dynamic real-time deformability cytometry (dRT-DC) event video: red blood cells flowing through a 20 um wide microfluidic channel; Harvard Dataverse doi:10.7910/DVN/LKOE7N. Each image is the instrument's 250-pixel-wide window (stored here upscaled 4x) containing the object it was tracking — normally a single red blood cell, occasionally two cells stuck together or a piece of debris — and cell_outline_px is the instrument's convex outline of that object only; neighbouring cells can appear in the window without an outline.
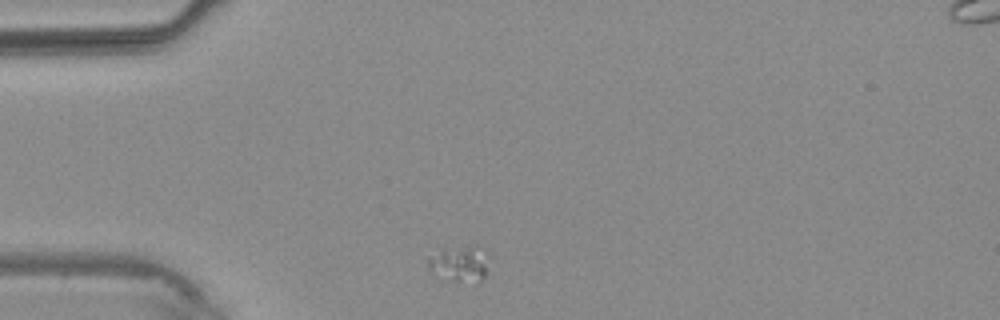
{"species": "common noctule bat (a hibernating species)", "species_latin": "Nyctalus noctula", "temperature_condition": "warm", "stored_images_in_passage": 2, "camera_frame_rate_fps": 3000, "um_per_image_px": 0.085, "animal": {"sex": "male", "body_mass_g": 20.4}, "frame": {"image": 1, "passage_image": 1, "time_ms": 0.0, "image_size_px": [1000, 320], "cell_outline_px": [[488, 272], [476, 284], [440, 280], [428, 268], [428, 256], [444, 248], [476, 244], [480, 244], [484, 248], [488, 256]], "centroid_in_image_um": [39.09, 22.42], "position_along_channel_um": 45.9, "area_um2": 13.76}}